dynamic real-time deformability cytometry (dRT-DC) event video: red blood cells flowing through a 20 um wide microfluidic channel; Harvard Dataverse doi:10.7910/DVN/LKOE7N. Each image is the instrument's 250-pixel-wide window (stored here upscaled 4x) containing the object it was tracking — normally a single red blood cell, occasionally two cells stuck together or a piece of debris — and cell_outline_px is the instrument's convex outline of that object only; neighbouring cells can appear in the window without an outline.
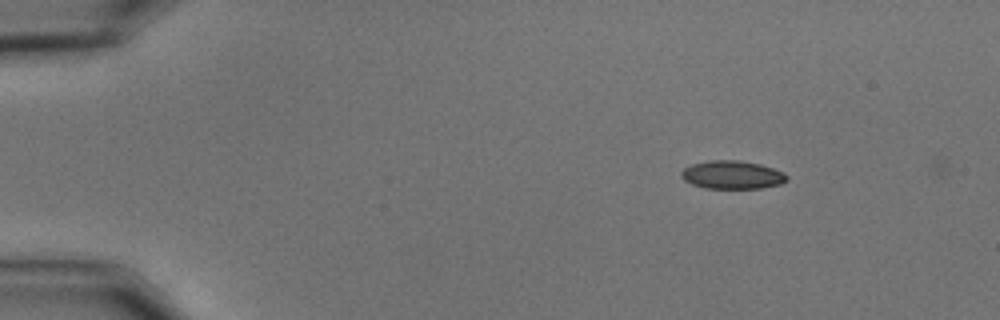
{"species": "common noctule bat (a hibernating species)", "species_latin": "Nyctalus noctula", "temperature_condition": "cold", "stored_images_in_passage": 2, "camera_frame_rate_fps": 3000, "um_per_image_px": 0.085, "animal": {"sex": "male", "body_mass_g": 15.6}, "frame": {"image": 1, "passage_image": 1, "time_ms": 0.0, "image_size_px": [1000, 320], "cell_outline_px": [[788, 180], [780, 184], [760, 188], [704, 188], [692, 184], [684, 180], [680, 176], [680, 172], [684, 168], [692, 164], [708, 160], [740, 160], [760, 164], [784, 172], [788, 176]], "centroid_in_image_um": [62.23, 14.85], "position_along_channel_um": 22.8, "area_um2": 17.46}}